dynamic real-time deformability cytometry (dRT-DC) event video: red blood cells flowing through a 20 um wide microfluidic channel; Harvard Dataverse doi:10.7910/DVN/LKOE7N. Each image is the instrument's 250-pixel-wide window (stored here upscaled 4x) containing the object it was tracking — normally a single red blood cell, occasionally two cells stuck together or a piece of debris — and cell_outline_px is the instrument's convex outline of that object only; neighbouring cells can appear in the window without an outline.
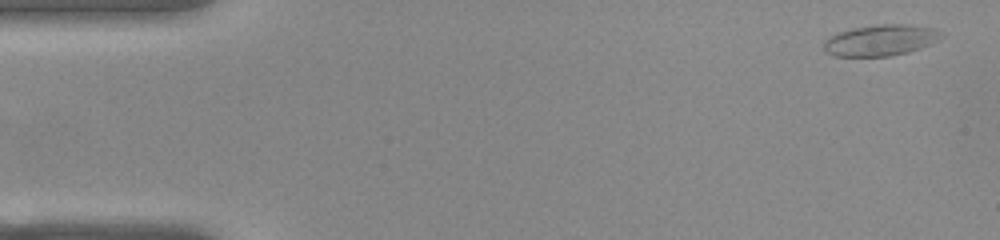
{"species": "common noctule bat (a hibernating species)", "species_latin": "Nyctalus noctula", "temperature_condition": "warm", "stored_images_in_passage": 52, "camera_frame_rate_fps": 3000, "um_per_image_px": 0.085, "animal": {"sex": "female", "body_mass_g": 22.0, "forearm_length_mm": 56.7}, "frame": {"image": 1, "passage_image": 1, "time_ms": 0.0, "image_size_px": [1000, 240], "cell_outline_px": [[936, 36], [928, 44], [920, 48], [908, 52], [892, 56], [836, 56], [824, 52], [824, 40], [840, 32], [852, 28], [876, 24], [912, 24], [932, 28], [936, 32]], "centroid_in_image_um": [74.73, 3.42], "position_along_channel_um": 10.3, "area_um2": 20.75}}
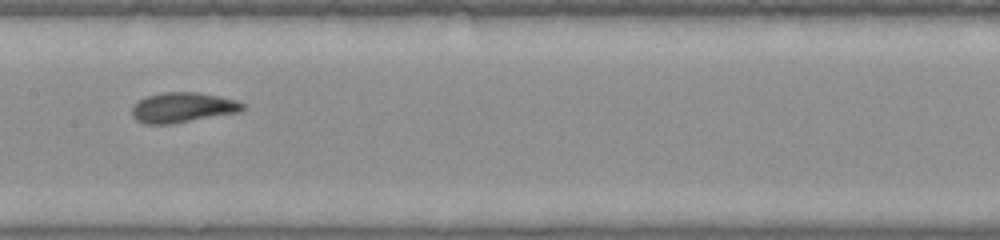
{"frame": {"image": 2, "passage_image": 25, "time_ms": 8.0, "image_size_px": [1000, 240], "cell_outline_px": [[244, 108], [240, 112], [172, 124], [148, 124], [136, 120], [132, 116], [132, 104], [144, 96], [164, 92], [196, 92], [236, 100], [244, 104]], "centroid_in_image_um": [15.48, 9.14], "position_along_channel_um": 191.9, "area_um2": 19.48}}
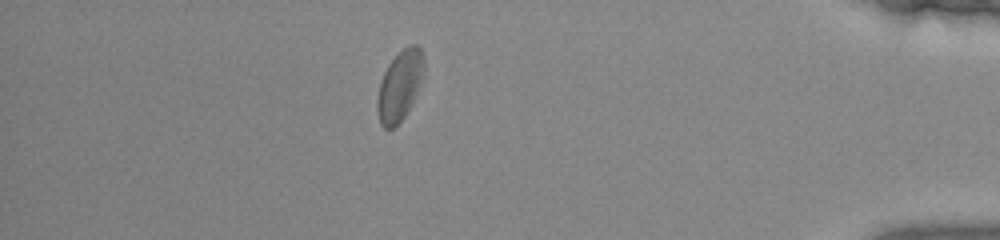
{"frame": {"image": 3, "passage_image": 45, "time_ms": 14.667, "image_size_px": [1000, 240], "cell_outline_px": [[424, 68], [420, 80], [412, 100], [404, 116], [392, 128], [384, 128], [380, 124], [376, 108], [376, 100], [380, 80], [388, 64], [404, 48], [412, 44], [416, 44], [420, 48], [424, 56]], "centroid_in_image_um": [33.93, 7.27], "position_along_channel_um": 401.3, "area_um2": 18.55}, "authors_computed_cell_mechanics": {"area_um2": 19.4208, "velocity_mm_per_s": 3.8182, "shape_relaxation_time_tau1_ms": 4.427, "shape_relaxation_time_tau2_ms": 1.444, "deformation_change_tau1": 0.144, "deformation_change_tau2": 0.0796}}